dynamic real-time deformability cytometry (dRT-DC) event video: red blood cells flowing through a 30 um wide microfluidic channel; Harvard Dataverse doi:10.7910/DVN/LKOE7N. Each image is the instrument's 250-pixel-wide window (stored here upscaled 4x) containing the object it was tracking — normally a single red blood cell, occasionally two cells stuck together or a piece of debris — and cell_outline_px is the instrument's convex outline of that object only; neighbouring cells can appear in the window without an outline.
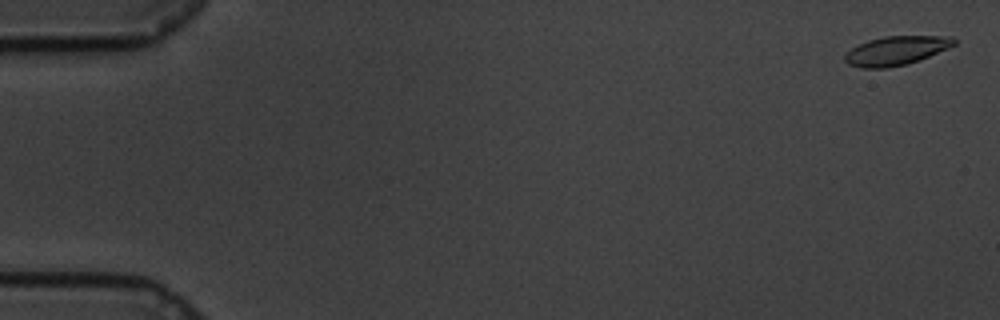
{"species": "common noctule bat (a hibernating species)", "species_latin": "Nyctalus noctula", "temperature_condition": "cold", "stored_images_in_passage": 61, "camera_frame_rate_fps": 3000, "um_per_image_px": 0.085, "animal": {"sex": "male", "body_mass_g": 19.5, "forearm_length_mm": 54.6}, "frame": {"image": 1, "passage_image": 2, "time_ms": 0.333, "image_size_px": [1000, 320], "cell_outline_px": [[956, 44], [948, 48], [908, 64], [888, 68], [860, 68], [848, 64], [844, 60], [844, 56], [852, 48], [868, 40], [884, 36], [952, 36], [956, 40]], "centroid_in_image_um": [76.17, 4.31], "position_along_channel_um": 8.8, "area_um2": 18.38}}
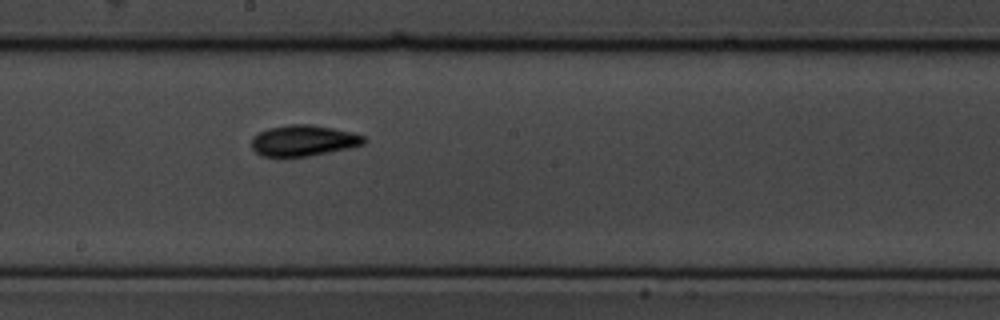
{"frame": {"image": 2, "passage_image": 34, "time_ms": 11.0, "image_size_px": [1000, 320], "cell_outline_px": [[368, 140], [364, 144], [348, 148], [308, 156], [260, 156], [252, 148], [252, 136], [268, 128], [288, 124], [312, 124], [352, 132], [364, 136]], "centroid_in_image_um": [25.79, 11.94], "position_along_channel_um": 222.4, "area_um2": 20.23}}
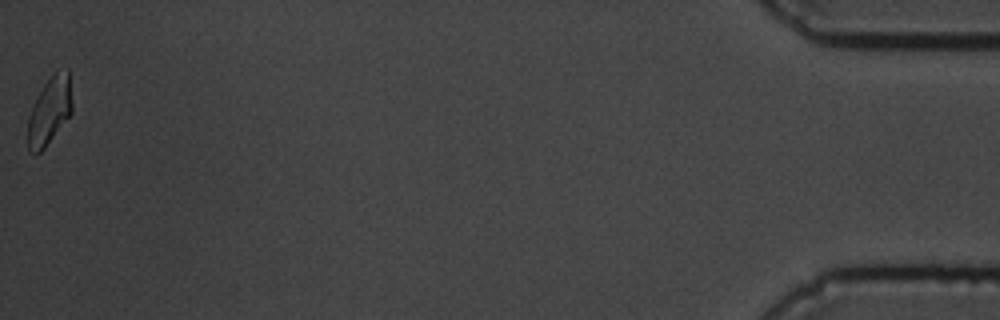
{"frame": {"image": 3, "passage_image": 61, "time_ms": 20.0, "image_size_px": [1000, 320], "cell_outline_px": [[72, 112], [44, 148], [40, 152], [28, 152], [28, 116], [44, 84], [52, 72], [56, 68], [68, 68], [72, 104]], "centroid_in_image_um": [4.23, 9.35], "position_along_channel_um": 431.0, "area_um2": 17.34}, "authors_computed_cell_mechanics": {"area_um2": 18.9584, "velocity_mm_per_s": 3.3528, "shape_relaxation_time_tau1_ms": 4.238, "shape_relaxation_time_tau2_ms": 3.3006, "deformation_change_tau1": 0.1212, "deformation_change_tau2": 0.0759}}